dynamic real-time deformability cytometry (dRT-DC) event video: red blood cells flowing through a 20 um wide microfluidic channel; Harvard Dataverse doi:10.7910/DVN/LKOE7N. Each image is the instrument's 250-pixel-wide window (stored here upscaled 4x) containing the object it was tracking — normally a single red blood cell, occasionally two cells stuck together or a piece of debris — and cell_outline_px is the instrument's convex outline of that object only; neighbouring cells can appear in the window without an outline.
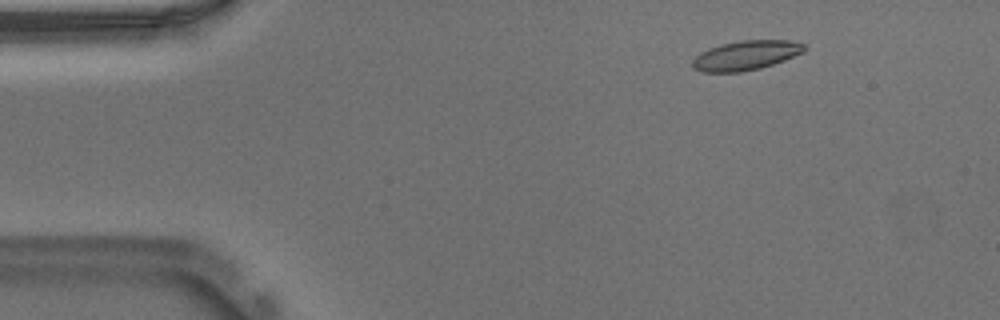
{"species": "Egyptian fruit bat (a non-hibernating species)", "species_latin": "Rousettus aegyptiacus", "temperature_condition": "warm", "stored_images_in_passage": 53, "camera_frame_rate_fps": 3000, "um_per_image_px": 0.085, "animal": {"sex": "male"}, "frame": {"image": 1, "passage_image": 6, "time_ms": 1.667, "image_size_px": [1000, 320], "cell_outline_px": [[804, 52], [784, 60], [760, 68], [740, 72], [700, 72], [692, 68], [692, 60], [700, 52], [708, 48], [720, 44], [740, 40], [788, 40], [804, 44]], "centroid_in_image_um": [63.34, 4.71], "position_along_channel_um": 21.7, "area_um2": 19.25}}
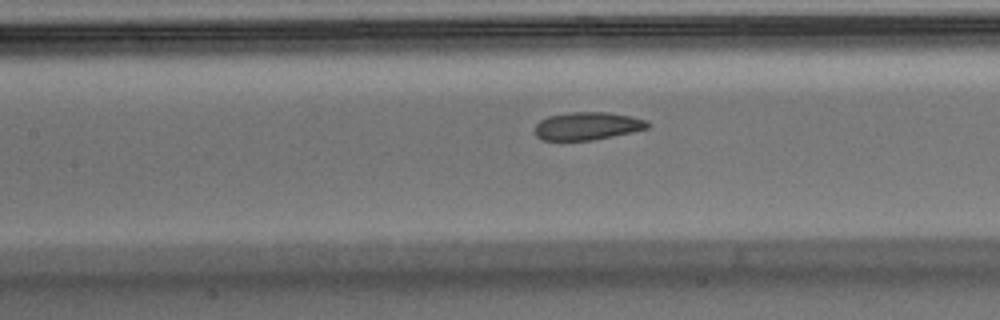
{"frame": {"image": 2, "passage_image": 23, "time_ms": 7.333, "image_size_px": [1000, 320], "cell_outline_px": [[652, 124], [648, 128], [632, 132], [592, 140], [544, 140], [536, 136], [536, 124], [540, 120], [548, 116], [568, 112], [608, 112], [632, 116], [648, 120]], "centroid_in_image_um": [49.97, 10.7], "position_along_channel_um": 157.4, "area_um2": 18.38}}
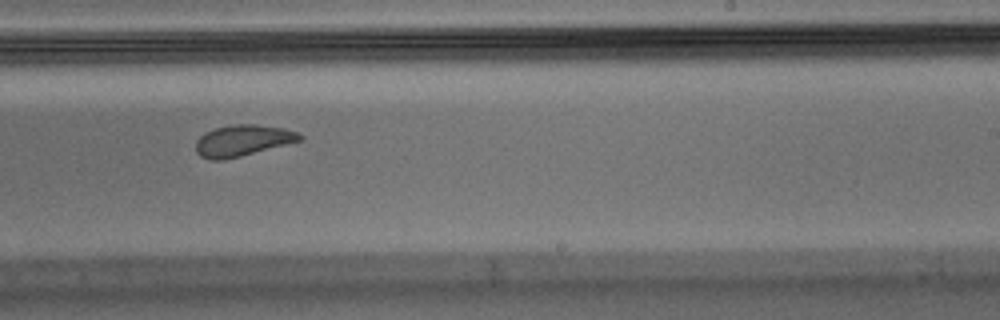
{"frame": {"image": 3, "passage_image": 32, "time_ms": 10.333, "image_size_px": [1000, 320], "cell_outline_px": [[304, 136], [300, 140], [240, 156], [224, 160], [208, 160], [200, 156], [196, 152], [196, 140], [204, 132], [216, 128], [232, 124], [256, 124], [284, 128], [296, 132]], "centroid_in_image_um": [20.57, 11.94], "position_along_channel_um": 268.4, "area_um2": 18.79}, "authors_computed_cell_mechanics": {"area_um2": 19.363, "velocity_mm_per_s": 3.7049, "shape_relaxation_time_tau1_ms": 6.6258, "shape_relaxation_time_tau2_ms": 1.3287, "deformation_change_tau1": 0.1663, "deformation_change_tau2": 0.0686}}